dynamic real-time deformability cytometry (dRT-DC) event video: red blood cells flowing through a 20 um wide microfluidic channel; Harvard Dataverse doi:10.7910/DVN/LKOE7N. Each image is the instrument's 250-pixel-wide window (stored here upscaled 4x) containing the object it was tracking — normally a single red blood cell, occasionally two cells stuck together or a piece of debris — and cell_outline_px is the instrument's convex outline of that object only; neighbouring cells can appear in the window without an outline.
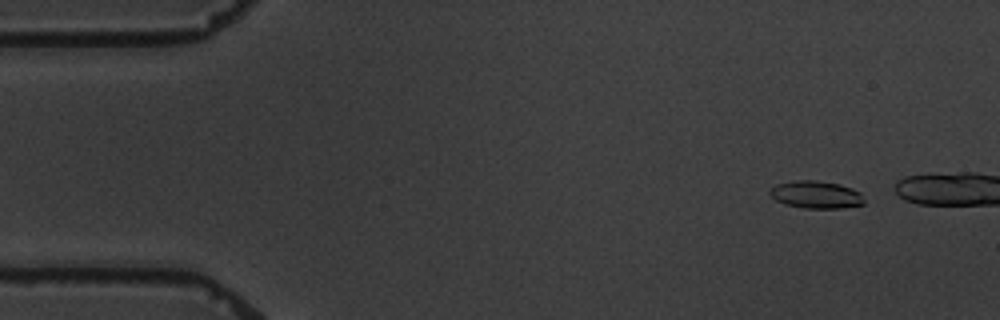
{"species": "common noctule bat (a hibernating species)", "species_latin": "Nyctalus noctula", "temperature_condition": "warm", "stored_images_in_passage": 3, "camera_frame_rate_fps": 3000, "um_per_image_px": 0.085, "animal": {"sex": "male", "body_mass_g": 19.5, "forearm_length_mm": 54.6}, "frame": {"image": 1, "passage_image": 1, "time_ms": 0.0, "image_size_px": [1000, 320], "cell_outline_px": [[864, 204], [840, 208], [804, 208], [784, 204], [776, 200], [768, 192], [776, 184], [796, 180], [816, 180], [840, 184], [852, 188], [860, 192], [864, 200]], "centroid_in_image_um": [69.37, 16.54], "position_along_channel_um": 15.6, "area_um2": 15.09}}